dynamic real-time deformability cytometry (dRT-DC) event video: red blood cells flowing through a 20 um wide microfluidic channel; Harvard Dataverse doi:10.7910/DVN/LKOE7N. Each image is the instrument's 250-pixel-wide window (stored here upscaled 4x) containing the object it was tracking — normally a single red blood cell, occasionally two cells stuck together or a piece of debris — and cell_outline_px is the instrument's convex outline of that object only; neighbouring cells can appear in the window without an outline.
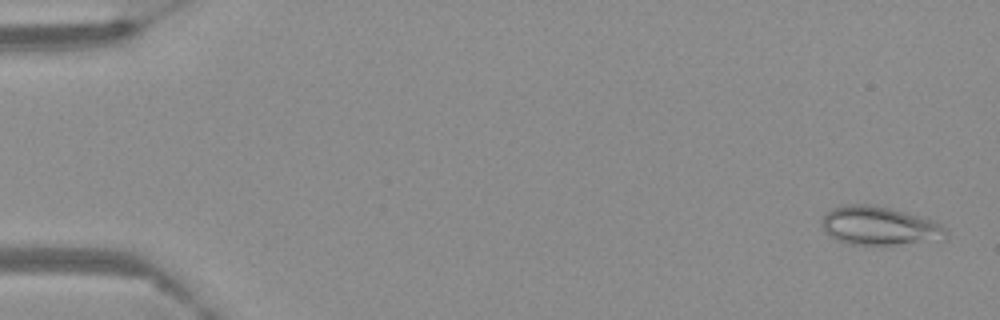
{"species": "Egyptian fruit bat (a non-hibernating species)", "species_latin": "Rousettus aegyptiacus", "temperature_condition": "warm", "stored_images_in_passage": 53, "camera_frame_rate_fps": 3000, "um_per_image_px": 0.085, "frame": {"image": 1, "passage_image": 2, "time_ms": 0.333, "image_size_px": [1000, 320], "cell_outline_px": [[948, 240], [896, 244], [848, 244], [836, 240], [824, 232], [820, 224], [820, 220], [832, 208], [840, 204], [868, 204], [888, 208], [932, 220], [948, 228]], "centroid_in_image_um": [74.75, 19.21], "position_along_channel_um": 10.3, "area_um2": 28.15}}
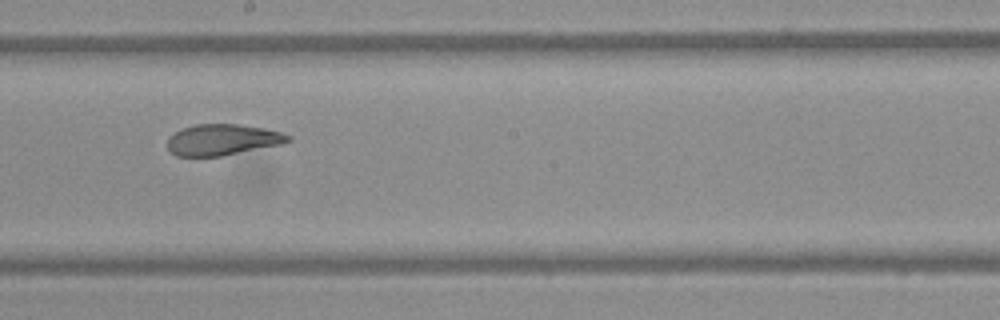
{"frame": {"image": 2, "passage_image": 32, "time_ms": 10.333, "image_size_px": [1000, 320], "cell_outline_px": [[292, 140], [280, 144], [220, 156], [176, 156], [168, 148], [168, 136], [184, 128], [196, 124], [240, 124], [264, 128], [280, 132], [292, 136]], "centroid_in_image_um": [18.91, 11.87], "position_along_channel_um": 229.3, "area_um2": 21.62}}
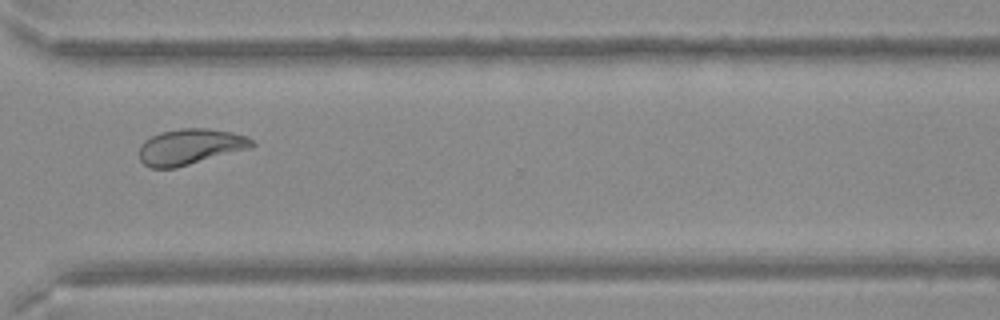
{"frame": {"image": 3, "passage_image": 43, "time_ms": 14.0, "image_size_px": [1000, 320], "cell_outline_px": [[256, 144], [252, 148], [176, 168], [152, 168], [144, 164], [140, 160], [140, 144], [144, 140], [160, 132], [180, 128], [208, 128], [232, 132], [248, 136]], "centroid_in_image_um": [16.19, 12.47], "position_along_channel_um": 354.4, "area_um2": 23.76}}